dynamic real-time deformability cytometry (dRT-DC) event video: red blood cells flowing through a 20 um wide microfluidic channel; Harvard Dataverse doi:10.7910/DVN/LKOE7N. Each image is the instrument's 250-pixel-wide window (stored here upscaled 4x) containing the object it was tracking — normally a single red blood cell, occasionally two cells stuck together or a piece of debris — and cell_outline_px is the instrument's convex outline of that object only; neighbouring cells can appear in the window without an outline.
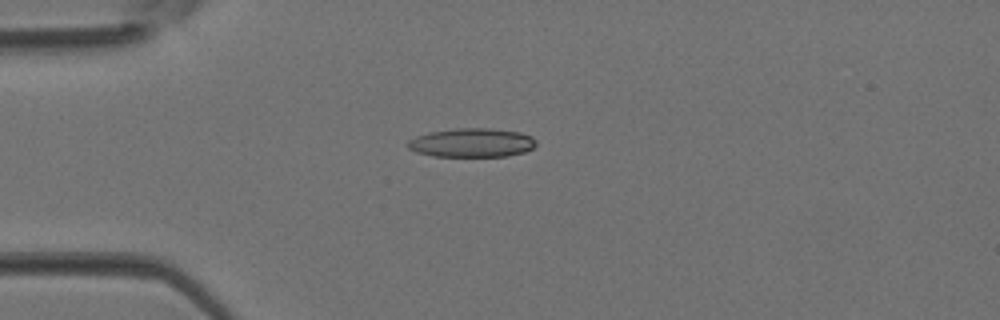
{"species": "Egyptian fruit bat (a non-hibernating species)", "species_latin": "Rousettus aegyptiacus", "temperature_condition": "room temperature", "stored_images_in_passage": 4, "camera_frame_rate_fps": 3000, "um_per_image_px": 0.085, "animal": {"sex": "female"}, "frame": {"image": 1, "passage_image": 3, "time_ms": 0.667, "image_size_px": [1000, 320], "cell_outline_px": [[536, 144], [532, 148], [524, 152], [508, 156], [432, 156], [416, 152], [408, 148], [408, 140], [416, 136], [428, 132], [456, 128], [488, 128], [520, 132], [532, 136], [536, 140]], "centroid_in_image_um": [40.1, 12.13], "position_along_channel_um": 44.9, "area_um2": 21.68}}
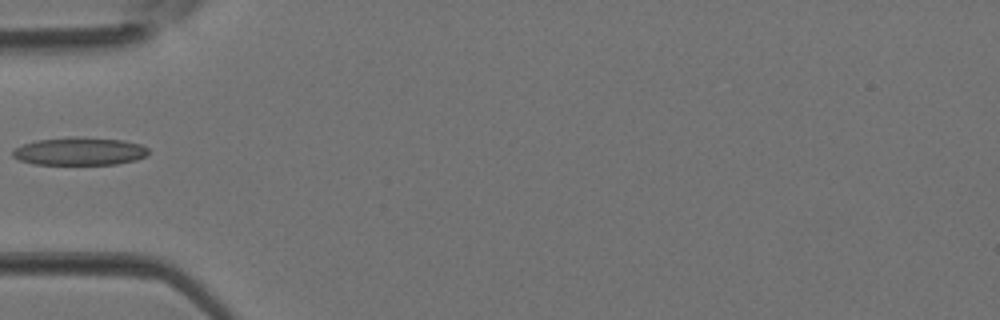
{"frame": {"image": 2, "passage_image": 4, "time_ms": 1.0, "image_size_px": [1000, 320], "cell_outline_px": [[148, 152], [144, 156], [136, 160], [116, 164], [32, 164], [20, 160], [12, 156], [12, 152], [16, 148], [24, 144], [36, 140], [76, 136], [124, 140], [140, 144], [148, 148]], "centroid_in_image_um": [6.76, 12.85], "position_along_channel_um": 78.2, "area_um2": 22.02}}